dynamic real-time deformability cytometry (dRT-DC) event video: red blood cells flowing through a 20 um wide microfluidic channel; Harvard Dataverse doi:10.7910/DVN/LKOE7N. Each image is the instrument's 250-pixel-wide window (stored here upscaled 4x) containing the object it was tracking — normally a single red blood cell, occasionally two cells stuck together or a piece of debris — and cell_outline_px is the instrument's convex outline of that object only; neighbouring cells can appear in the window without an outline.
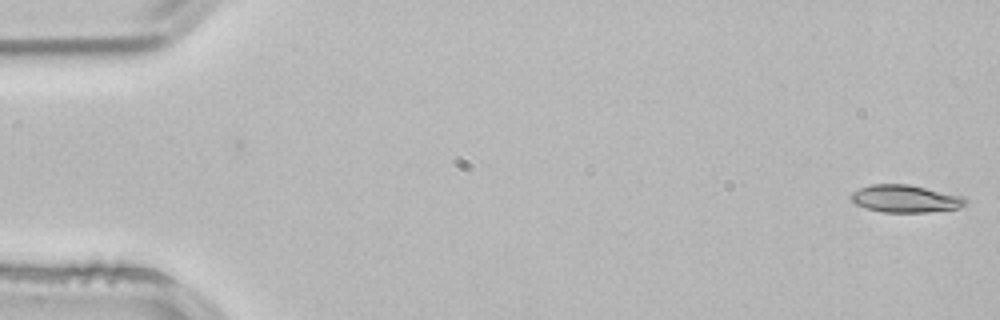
{"species": "common noctule bat (a hibernating species)", "species_latin": "Nyctalus noctula", "temperature_condition": "room temperature", "stored_images_in_passage": 6, "camera_frame_rate_fps": 3000, "um_per_image_px": 0.085, "animal": {"sex": "male", "body_mass_g": 21.5, "forearm_length_mm": 52.0}, "frame": {"image": 1, "passage_image": 6, "time_ms": 1.667, "image_size_px": [1000, 320], "cell_outline_px": [[968, 204], [960, 208], [928, 212], [884, 212], [868, 208], [856, 204], [848, 196], [852, 192], [860, 188], [872, 184], [908, 184], [964, 196], [968, 200]], "centroid_in_image_um": [77.0, 16.89], "position_along_channel_um": 8.0, "area_um2": 18.38}}